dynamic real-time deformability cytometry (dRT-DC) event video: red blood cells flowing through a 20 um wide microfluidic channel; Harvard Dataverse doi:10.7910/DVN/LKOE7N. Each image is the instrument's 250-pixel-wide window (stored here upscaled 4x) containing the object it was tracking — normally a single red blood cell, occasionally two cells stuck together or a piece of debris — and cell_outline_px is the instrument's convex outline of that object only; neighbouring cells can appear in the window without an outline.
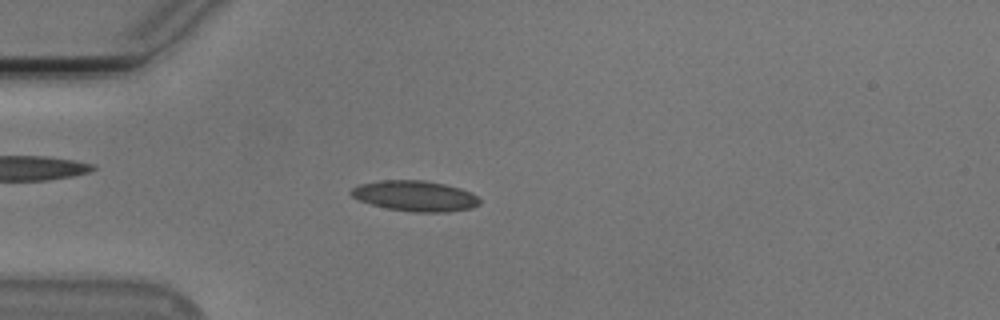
{"species": "Egyptian fruit bat (a non-hibernating species)", "species_latin": "Rousettus aegyptiacus", "temperature_condition": "cold", "stored_images_in_passage": 47, "camera_frame_rate_fps": 3000, "um_per_image_px": 0.085, "animal": {"sex": "male"}, "frame": {"image": 1, "passage_image": 8, "time_ms": 2.333, "image_size_px": [1000, 320], "cell_outline_px": [[480, 204], [472, 208], [448, 212], [412, 212], [388, 208], [372, 204], [360, 200], [352, 196], [348, 192], [352, 188], [360, 184], [380, 180], [424, 180], [444, 184], [460, 188], [472, 192], [480, 200]], "centroid_in_image_um": [35.3, 16.65], "position_along_channel_um": 49.7, "area_um2": 22.89}}
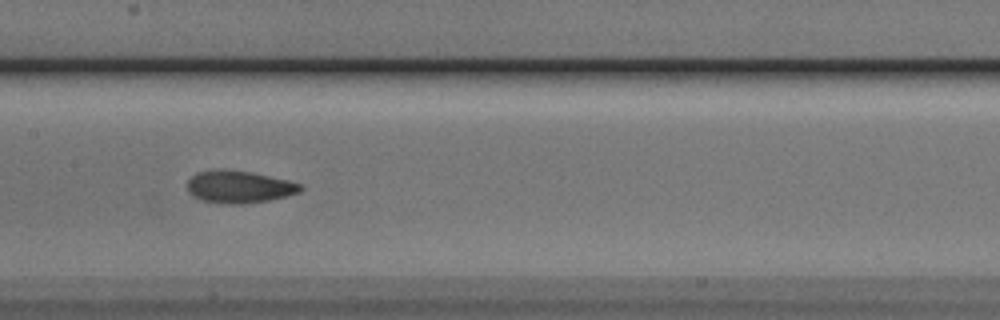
{"frame": {"image": 2, "passage_image": 20, "time_ms": 6.333, "image_size_px": [1000, 320], "cell_outline_px": [[304, 188], [300, 192], [268, 200], [240, 204], [228, 204], [200, 200], [192, 196], [188, 192], [188, 180], [196, 172], [220, 168], [224, 168], [252, 172], [288, 180], [300, 184]], "centroid_in_image_um": [20.29, 15.86], "position_along_channel_um": 187.1, "area_um2": 21.44}}
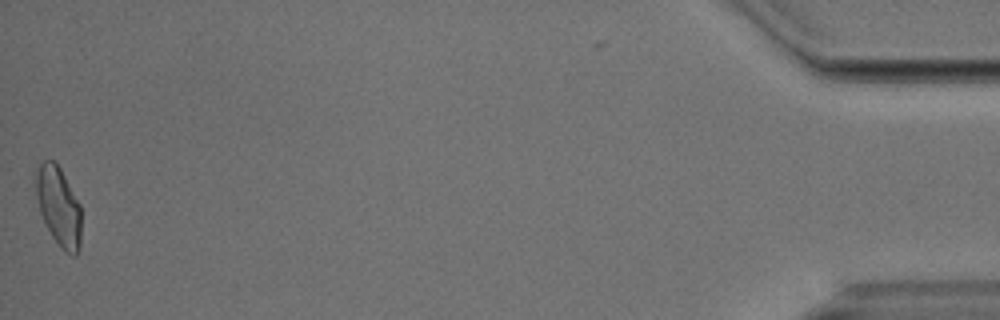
{"frame": {"image": 3, "passage_image": 47, "time_ms": 15.333, "image_size_px": [1000, 320], "cell_outline_px": [[80, 248], [76, 256], [72, 256], [64, 252], [60, 248], [52, 236], [40, 212], [36, 196], [36, 172], [40, 164], [44, 160], [52, 160], [60, 168], [80, 204]], "centroid_in_image_um": [4.99, 17.58], "position_along_channel_um": 430.2, "area_um2": 20.75}, "authors_computed_cell_mechanics": {"area_um2": 21.097, "velocity_mm_per_s": 3.7711, "shape_relaxation_time_tau1_ms": 5.8171, "shape_relaxation_time_tau2_ms": 2.1477, "deformation_change_tau1": 0.1355, "deformation_change_tau2": 0.0732}}